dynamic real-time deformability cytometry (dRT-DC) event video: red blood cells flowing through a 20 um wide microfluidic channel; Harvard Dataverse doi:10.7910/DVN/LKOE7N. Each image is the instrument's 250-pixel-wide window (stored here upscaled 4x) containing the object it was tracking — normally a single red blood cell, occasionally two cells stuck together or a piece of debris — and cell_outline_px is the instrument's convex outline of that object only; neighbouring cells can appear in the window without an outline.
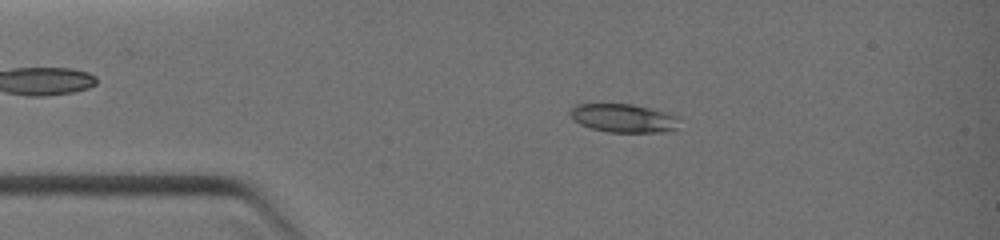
{"species": "common noctule bat (a hibernating species)", "species_latin": "Nyctalus noctula", "temperature_condition": "warm", "stored_images_in_passage": 7, "camera_frame_rate_fps": 3000, "um_per_image_px": 0.085, "animal": {"sex": "female", "body_mass_g": 19.0, "forearm_length_mm": 51.5}, "frame": {"image": 1, "passage_image": 4, "time_ms": 1.333, "image_size_px": [1000, 240], "cell_outline_px": [[676, 128], [672, 132], [608, 132], [592, 128], [580, 124], [572, 120], [568, 112], [576, 104], [632, 104], [648, 108], [676, 116]], "centroid_in_image_um": [52.92, 10.05], "position_along_channel_um": 32.1, "area_um2": 17.92}}